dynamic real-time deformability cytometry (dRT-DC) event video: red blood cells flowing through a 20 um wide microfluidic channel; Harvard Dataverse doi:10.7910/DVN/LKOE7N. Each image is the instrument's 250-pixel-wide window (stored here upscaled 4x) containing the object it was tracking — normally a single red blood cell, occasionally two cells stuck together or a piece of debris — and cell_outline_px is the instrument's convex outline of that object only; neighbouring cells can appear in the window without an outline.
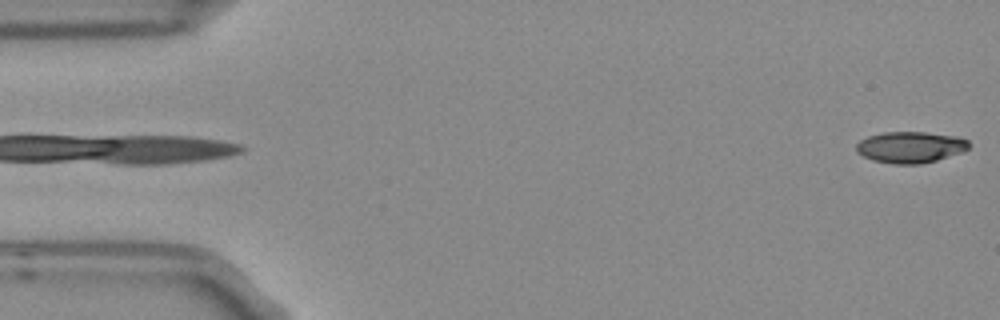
{"species": "Egyptian fruit bat (a non-hibernating species)", "species_latin": "Rousettus aegyptiacus", "temperature_condition": "room temperature", "stored_images_in_passage": 5, "camera_frame_rate_fps": 3000, "um_per_image_px": 0.085, "frame": {"image": 1, "passage_image": 5, "time_ms": 1.333, "image_size_px": [1000, 320], "cell_outline_px": [[968, 148], [964, 152], [936, 160], [920, 164], [892, 164], [872, 160], [856, 152], [856, 144], [860, 140], [868, 136], [884, 132], [924, 132], [956, 136], [968, 140]], "centroid_in_image_um": [77.37, 12.51], "position_along_channel_um": 7.6, "area_um2": 20.58}}